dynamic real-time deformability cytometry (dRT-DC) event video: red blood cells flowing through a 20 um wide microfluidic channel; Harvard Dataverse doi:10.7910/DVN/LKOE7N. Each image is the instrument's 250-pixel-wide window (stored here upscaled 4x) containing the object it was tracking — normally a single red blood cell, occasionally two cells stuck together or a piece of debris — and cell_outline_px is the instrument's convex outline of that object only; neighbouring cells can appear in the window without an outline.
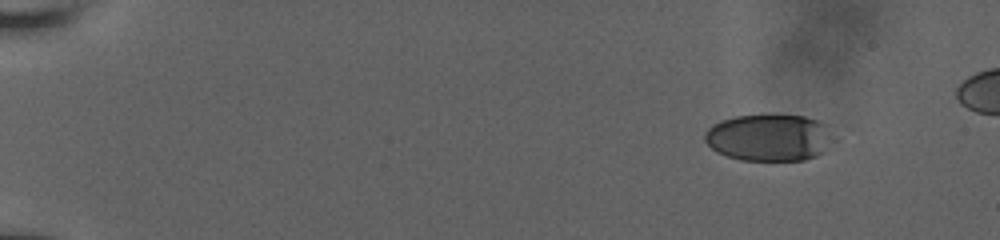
{"species": "human", "species_latin": "Homo sapiens", "temperature_condition": "room temperature", "stored_images_in_passage": 50, "camera_frame_rate_fps": 3000, "um_per_image_px": 0.085, "donor": {"sex": "male"}, "frame": {"image": 1, "passage_image": 1, "time_ms": 0.0, "image_size_px": [1000, 240], "cell_outline_px": [[828, 124], [824, 152], [816, 156], [804, 160], [740, 160], [716, 152], [704, 140], [704, 132], [712, 124], [736, 116], [804, 116]], "centroid_in_image_um": [65.28, 11.71], "position_along_channel_um": 19.7, "area_um2": 34.28}}
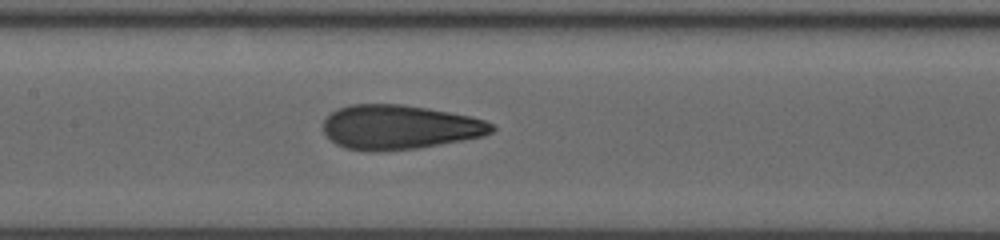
{"frame": {"image": 2, "passage_image": 36, "time_ms": 7.667, "image_size_px": [1000, 240], "cell_outline_px": [[496, 128], [492, 132], [484, 136], [440, 144], [416, 148], [376, 152], [368, 152], [348, 148], [336, 144], [324, 132], [324, 120], [332, 112], [348, 104], [400, 104], [428, 108], [468, 116], [484, 120], [492, 124]], "centroid_in_image_um": [33.95, 10.81], "position_along_channel_um": 173.4, "area_um2": 43.35}}
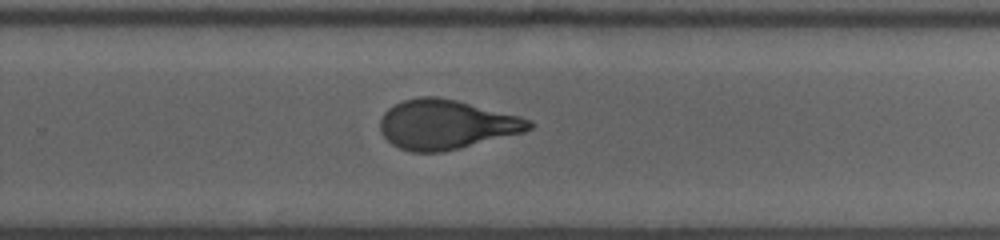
{"frame": {"image": 3, "passage_image": 49, "time_ms": 10.667, "image_size_px": [1000, 240], "cell_outline_px": [[536, 124], [532, 128], [524, 132], [444, 152], [412, 152], [400, 148], [392, 144], [384, 136], [380, 128], [380, 120], [384, 112], [388, 108], [404, 100], [420, 96], [436, 96], [456, 100], [520, 116], [532, 120]], "centroid_in_image_um": [37.94, 10.58], "position_along_channel_um": 291.9, "area_um2": 42.89}}